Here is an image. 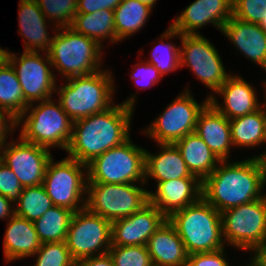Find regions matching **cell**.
Listing matches in <instances>:
<instances>
[{
  "label": "cell",
  "instance_id": "obj_25",
  "mask_svg": "<svg viewBox=\"0 0 266 266\" xmlns=\"http://www.w3.org/2000/svg\"><path fill=\"white\" fill-rule=\"evenodd\" d=\"M8 222L3 246L6 261L34 256L42 244L34 223L15 214Z\"/></svg>",
  "mask_w": 266,
  "mask_h": 266
},
{
  "label": "cell",
  "instance_id": "obj_23",
  "mask_svg": "<svg viewBox=\"0 0 266 266\" xmlns=\"http://www.w3.org/2000/svg\"><path fill=\"white\" fill-rule=\"evenodd\" d=\"M19 33L24 37L25 50L44 53L49 51L53 37L46 30V17L36 0L19 1Z\"/></svg>",
  "mask_w": 266,
  "mask_h": 266
},
{
  "label": "cell",
  "instance_id": "obj_34",
  "mask_svg": "<svg viewBox=\"0 0 266 266\" xmlns=\"http://www.w3.org/2000/svg\"><path fill=\"white\" fill-rule=\"evenodd\" d=\"M34 255L37 256L34 266H74L77 263L65 241L42 243Z\"/></svg>",
  "mask_w": 266,
  "mask_h": 266
},
{
  "label": "cell",
  "instance_id": "obj_10",
  "mask_svg": "<svg viewBox=\"0 0 266 266\" xmlns=\"http://www.w3.org/2000/svg\"><path fill=\"white\" fill-rule=\"evenodd\" d=\"M85 207L111 223L129 217L149 202V191L135 183H89Z\"/></svg>",
  "mask_w": 266,
  "mask_h": 266
},
{
  "label": "cell",
  "instance_id": "obj_30",
  "mask_svg": "<svg viewBox=\"0 0 266 266\" xmlns=\"http://www.w3.org/2000/svg\"><path fill=\"white\" fill-rule=\"evenodd\" d=\"M28 105L15 70L7 60L3 61L0 64V109L18 120Z\"/></svg>",
  "mask_w": 266,
  "mask_h": 266
},
{
  "label": "cell",
  "instance_id": "obj_17",
  "mask_svg": "<svg viewBox=\"0 0 266 266\" xmlns=\"http://www.w3.org/2000/svg\"><path fill=\"white\" fill-rule=\"evenodd\" d=\"M232 5L233 0H195L170 26L180 34H200L197 30L209 23L221 31L232 16Z\"/></svg>",
  "mask_w": 266,
  "mask_h": 266
},
{
  "label": "cell",
  "instance_id": "obj_2",
  "mask_svg": "<svg viewBox=\"0 0 266 266\" xmlns=\"http://www.w3.org/2000/svg\"><path fill=\"white\" fill-rule=\"evenodd\" d=\"M266 167L258 157L229 163L221 160L202 181V197L220 213L263 198Z\"/></svg>",
  "mask_w": 266,
  "mask_h": 266
},
{
  "label": "cell",
  "instance_id": "obj_15",
  "mask_svg": "<svg viewBox=\"0 0 266 266\" xmlns=\"http://www.w3.org/2000/svg\"><path fill=\"white\" fill-rule=\"evenodd\" d=\"M42 146L24 141L10 142L0 149V160L19 179L23 187L42 185L52 154Z\"/></svg>",
  "mask_w": 266,
  "mask_h": 266
},
{
  "label": "cell",
  "instance_id": "obj_35",
  "mask_svg": "<svg viewBox=\"0 0 266 266\" xmlns=\"http://www.w3.org/2000/svg\"><path fill=\"white\" fill-rule=\"evenodd\" d=\"M108 254L114 266H151V258L146 245L111 246Z\"/></svg>",
  "mask_w": 266,
  "mask_h": 266
},
{
  "label": "cell",
  "instance_id": "obj_16",
  "mask_svg": "<svg viewBox=\"0 0 266 266\" xmlns=\"http://www.w3.org/2000/svg\"><path fill=\"white\" fill-rule=\"evenodd\" d=\"M168 218L148 202L129 217L111 223V246L147 245Z\"/></svg>",
  "mask_w": 266,
  "mask_h": 266
},
{
  "label": "cell",
  "instance_id": "obj_49",
  "mask_svg": "<svg viewBox=\"0 0 266 266\" xmlns=\"http://www.w3.org/2000/svg\"><path fill=\"white\" fill-rule=\"evenodd\" d=\"M260 25L263 27L264 30H266V10L264 12L263 21Z\"/></svg>",
  "mask_w": 266,
  "mask_h": 266
},
{
  "label": "cell",
  "instance_id": "obj_24",
  "mask_svg": "<svg viewBox=\"0 0 266 266\" xmlns=\"http://www.w3.org/2000/svg\"><path fill=\"white\" fill-rule=\"evenodd\" d=\"M161 152L151 154L145 150V178H154L158 182L179 178H198L188 170L182 155L175 144H158Z\"/></svg>",
  "mask_w": 266,
  "mask_h": 266
},
{
  "label": "cell",
  "instance_id": "obj_39",
  "mask_svg": "<svg viewBox=\"0 0 266 266\" xmlns=\"http://www.w3.org/2000/svg\"><path fill=\"white\" fill-rule=\"evenodd\" d=\"M134 67L137 69L132 72L133 75L131 74V79H133L141 89L157 84L160 78L163 77L161 73L147 61L141 63V65L138 63Z\"/></svg>",
  "mask_w": 266,
  "mask_h": 266
},
{
  "label": "cell",
  "instance_id": "obj_21",
  "mask_svg": "<svg viewBox=\"0 0 266 266\" xmlns=\"http://www.w3.org/2000/svg\"><path fill=\"white\" fill-rule=\"evenodd\" d=\"M195 132L220 160L229 158L233 146L230 121L210 102L200 111Z\"/></svg>",
  "mask_w": 266,
  "mask_h": 266
},
{
  "label": "cell",
  "instance_id": "obj_20",
  "mask_svg": "<svg viewBox=\"0 0 266 266\" xmlns=\"http://www.w3.org/2000/svg\"><path fill=\"white\" fill-rule=\"evenodd\" d=\"M234 46L263 70H266V30L260 24L231 16L221 30Z\"/></svg>",
  "mask_w": 266,
  "mask_h": 266
},
{
  "label": "cell",
  "instance_id": "obj_4",
  "mask_svg": "<svg viewBox=\"0 0 266 266\" xmlns=\"http://www.w3.org/2000/svg\"><path fill=\"white\" fill-rule=\"evenodd\" d=\"M112 74L99 70L89 75L71 77L57 88L62 109L72 122L107 110L113 104Z\"/></svg>",
  "mask_w": 266,
  "mask_h": 266
},
{
  "label": "cell",
  "instance_id": "obj_6",
  "mask_svg": "<svg viewBox=\"0 0 266 266\" xmlns=\"http://www.w3.org/2000/svg\"><path fill=\"white\" fill-rule=\"evenodd\" d=\"M27 113L30 114L26 115ZM22 121L19 137L24 141L47 149L55 146L67 150L72 137L73 122L62 109L60 102L56 106L50 98L39 102L38 105L35 103V107L33 103L29 104L17 124Z\"/></svg>",
  "mask_w": 266,
  "mask_h": 266
},
{
  "label": "cell",
  "instance_id": "obj_29",
  "mask_svg": "<svg viewBox=\"0 0 266 266\" xmlns=\"http://www.w3.org/2000/svg\"><path fill=\"white\" fill-rule=\"evenodd\" d=\"M152 10L140 0H122L114 10L116 42L138 32Z\"/></svg>",
  "mask_w": 266,
  "mask_h": 266
},
{
  "label": "cell",
  "instance_id": "obj_42",
  "mask_svg": "<svg viewBox=\"0 0 266 266\" xmlns=\"http://www.w3.org/2000/svg\"><path fill=\"white\" fill-rule=\"evenodd\" d=\"M16 126H18L17 119L5 110L0 109V149L8 143L6 138L9 134L7 133L14 131L12 128H15Z\"/></svg>",
  "mask_w": 266,
  "mask_h": 266
},
{
  "label": "cell",
  "instance_id": "obj_8",
  "mask_svg": "<svg viewBox=\"0 0 266 266\" xmlns=\"http://www.w3.org/2000/svg\"><path fill=\"white\" fill-rule=\"evenodd\" d=\"M224 241L242 250L266 251V194L221 212Z\"/></svg>",
  "mask_w": 266,
  "mask_h": 266
},
{
  "label": "cell",
  "instance_id": "obj_11",
  "mask_svg": "<svg viewBox=\"0 0 266 266\" xmlns=\"http://www.w3.org/2000/svg\"><path fill=\"white\" fill-rule=\"evenodd\" d=\"M53 161V158L49 161L42 183L53 206L65 207L73 212L85 208L83 196L87 191L88 177L87 174L84 177L83 170L86 169L87 173V165L69 157L57 163Z\"/></svg>",
  "mask_w": 266,
  "mask_h": 266
},
{
  "label": "cell",
  "instance_id": "obj_33",
  "mask_svg": "<svg viewBox=\"0 0 266 266\" xmlns=\"http://www.w3.org/2000/svg\"><path fill=\"white\" fill-rule=\"evenodd\" d=\"M78 0H36L40 10L48 20H56L57 29L71 27L77 14Z\"/></svg>",
  "mask_w": 266,
  "mask_h": 266
},
{
  "label": "cell",
  "instance_id": "obj_26",
  "mask_svg": "<svg viewBox=\"0 0 266 266\" xmlns=\"http://www.w3.org/2000/svg\"><path fill=\"white\" fill-rule=\"evenodd\" d=\"M174 144L180 151L188 170L201 181L221 162L196 132L187 134Z\"/></svg>",
  "mask_w": 266,
  "mask_h": 266
},
{
  "label": "cell",
  "instance_id": "obj_46",
  "mask_svg": "<svg viewBox=\"0 0 266 266\" xmlns=\"http://www.w3.org/2000/svg\"><path fill=\"white\" fill-rule=\"evenodd\" d=\"M145 5L149 6L150 8H153L155 5V2L158 0H140Z\"/></svg>",
  "mask_w": 266,
  "mask_h": 266
},
{
  "label": "cell",
  "instance_id": "obj_5",
  "mask_svg": "<svg viewBox=\"0 0 266 266\" xmlns=\"http://www.w3.org/2000/svg\"><path fill=\"white\" fill-rule=\"evenodd\" d=\"M56 31L47 52L52 68L55 67L67 79L99 71L102 62L100 44L76 32L72 27L59 28Z\"/></svg>",
  "mask_w": 266,
  "mask_h": 266
},
{
  "label": "cell",
  "instance_id": "obj_1",
  "mask_svg": "<svg viewBox=\"0 0 266 266\" xmlns=\"http://www.w3.org/2000/svg\"><path fill=\"white\" fill-rule=\"evenodd\" d=\"M136 95L107 110L72 123V137L67 148L69 158L88 164L95 157L123 144L129 129Z\"/></svg>",
  "mask_w": 266,
  "mask_h": 266
},
{
  "label": "cell",
  "instance_id": "obj_3",
  "mask_svg": "<svg viewBox=\"0 0 266 266\" xmlns=\"http://www.w3.org/2000/svg\"><path fill=\"white\" fill-rule=\"evenodd\" d=\"M168 220L176 228L188 255L224 248L221 213L203 197L174 212Z\"/></svg>",
  "mask_w": 266,
  "mask_h": 266
},
{
  "label": "cell",
  "instance_id": "obj_14",
  "mask_svg": "<svg viewBox=\"0 0 266 266\" xmlns=\"http://www.w3.org/2000/svg\"><path fill=\"white\" fill-rule=\"evenodd\" d=\"M6 60L15 70L24 99L28 104L51 98L57 87L54 71L49 69L52 64L48 53L42 56L39 51H24L20 57H17L15 53L7 51Z\"/></svg>",
  "mask_w": 266,
  "mask_h": 266
},
{
  "label": "cell",
  "instance_id": "obj_27",
  "mask_svg": "<svg viewBox=\"0 0 266 266\" xmlns=\"http://www.w3.org/2000/svg\"><path fill=\"white\" fill-rule=\"evenodd\" d=\"M258 110L233 118L230 121L232 145L240 147H257L266 143V110Z\"/></svg>",
  "mask_w": 266,
  "mask_h": 266
},
{
  "label": "cell",
  "instance_id": "obj_7",
  "mask_svg": "<svg viewBox=\"0 0 266 266\" xmlns=\"http://www.w3.org/2000/svg\"><path fill=\"white\" fill-rule=\"evenodd\" d=\"M145 166V149L133 144L129 138L87 164L88 182L125 184L141 181L144 186Z\"/></svg>",
  "mask_w": 266,
  "mask_h": 266
},
{
  "label": "cell",
  "instance_id": "obj_22",
  "mask_svg": "<svg viewBox=\"0 0 266 266\" xmlns=\"http://www.w3.org/2000/svg\"><path fill=\"white\" fill-rule=\"evenodd\" d=\"M151 262L159 266H184L188 259L183 241L167 219L147 243Z\"/></svg>",
  "mask_w": 266,
  "mask_h": 266
},
{
  "label": "cell",
  "instance_id": "obj_38",
  "mask_svg": "<svg viewBox=\"0 0 266 266\" xmlns=\"http://www.w3.org/2000/svg\"><path fill=\"white\" fill-rule=\"evenodd\" d=\"M23 186L14 172L0 160V195L11 202H17Z\"/></svg>",
  "mask_w": 266,
  "mask_h": 266
},
{
  "label": "cell",
  "instance_id": "obj_40",
  "mask_svg": "<svg viewBox=\"0 0 266 266\" xmlns=\"http://www.w3.org/2000/svg\"><path fill=\"white\" fill-rule=\"evenodd\" d=\"M224 251L223 248L214 252L190 254L184 266H229Z\"/></svg>",
  "mask_w": 266,
  "mask_h": 266
},
{
  "label": "cell",
  "instance_id": "obj_47",
  "mask_svg": "<svg viewBox=\"0 0 266 266\" xmlns=\"http://www.w3.org/2000/svg\"><path fill=\"white\" fill-rule=\"evenodd\" d=\"M7 50L0 48V64L6 60Z\"/></svg>",
  "mask_w": 266,
  "mask_h": 266
},
{
  "label": "cell",
  "instance_id": "obj_48",
  "mask_svg": "<svg viewBox=\"0 0 266 266\" xmlns=\"http://www.w3.org/2000/svg\"><path fill=\"white\" fill-rule=\"evenodd\" d=\"M254 157L260 158L261 162L266 167V152L265 151H264V153L262 152V154L260 156L258 155V156H254Z\"/></svg>",
  "mask_w": 266,
  "mask_h": 266
},
{
  "label": "cell",
  "instance_id": "obj_31",
  "mask_svg": "<svg viewBox=\"0 0 266 266\" xmlns=\"http://www.w3.org/2000/svg\"><path fill=\"white\" fill-rule=\"evenodd\" d=\"M73 213L68 208L53 206L35 220L33 223L41 243L65 241Z\"/></svg>",
  "mask_w": 266,
  "mask_h": 266
},
{
  "label": "cell",
  "instance_id": "obj_9",
  "mask_svg": "<svg viewBox=\"0 0 266 266\" xmlns=\"http://www.w3.org/2000/svg\"><path fill=\"white\" fill-rule=\"evenodd\" d=\"M179 37L180 67L187 66L197 78L212 92H216L227 80V74L221 57L214 45L201 34H180L171 26L161 35L163 39Z\"/></svg>",
  "mask_w": 266,
  "mask_h": 266
},
{
  "label": "cell",
  "instance_id": "obj_41",
  "mask_svg": "<svg viewBox=\"0 0 266 266\" xmlns=\"http://www.w3.org/2000/svg\"><path fill=\"white\" fill-rule=\"evenodd\" d=\"M121 1L122 0H78L77 13H93L103 9L114 11Z\"/></svg>",
  "mask_w": 266,
  "mask_h": 266
},
{
  "label": "cell",
  "instance_id": "obj_28",
  "mask_svg": "<svg viewBox=\"0 0 266 266\" xmlns=\"http://www.w3.org/2000/svg\"><path fill=\"white\" fill-rule=\"evenodd\" d=\"M71 27L76 32L95 40L102 47L101 40L104 41L106 38H108L111 43H116L113 10L103 9L93 13H77Z\"/></svg>",
  "mask_w": 266,
  "mask_h": 266
},
{
  "label": "cell",
  "instance_id": "obj_44",
  "mask_svg": "<svg viewBox=\"0 0 266 266\" xmlns=\"http://www.w3.org/2000/svg\"><path fill=\"white\" fill-rule=\"evenodd\" d=\"M11 203L5 196L0 195V219L8 218L7 220H9L15 214Z\"/></svg>",
  "mask_w": 266,
  "mask_h": 266
},
{
  "label": "cell",
  "instance_id": "obj_19",
  "mask_svg": "<svg viewBox=\"0 0 266 266\" xmlns=\"http://www.w3.org/2000/svg\"><path fill=\"white\" fill-rule=\"evenodd\" d=\"M224 98V106L219 105L214 94L207 97L209 102L229 120L252 113L260 108L256 92L242 77L230 75L215 92Z\"/></svg>",
  "mask_w": 266,
  "mask_h": 266
},
{
  "label": "cell",
  "instance_id": "obj_18",
  "mask_svg": "<svg viewBox=\"0 0 266 266\" xmlns=\"http://www.w3.org/2000/svg\"><path fill=\"white\" fill-rule=\"evenodd\" d=\"M155 192L149 191V202L167 218L202 197V181L199 178H179L157 183Z\"/></svg>",
  "mask_w": 266,
  "mask_h": 266
},
{
  "label": "cell",
  "instance_id": "obj_43",
  "mask_svg": "<svg viewBox=\"0 0 266 266\" xmlns=\"http://www.w3.org/2000/svg\"><path fill=\"white\" fill-rule=\"evenodd\" d=\"M77 266H114L110 255L104 254L100 256L86 257L77 261Z\"/></svg>",
  "mask_w": 266,
  "mask_h": 266
},
{
  "label": "cell",
  "instance_id": "obj_13",
  "mask_svg": "<svg viewBox=\"0 0 266 266\" xmlns=\"http://www.w3.org/2000/svg\"><path fill=\"white\" fill-rule=\"evenodd\" d=\"M208 102L207 98L201 105L198 104L190 91L185 90L165 108L144 133L158 144H174L187 134L195 132L198 115Z\"/></svg>",
  "mask_w": 266,
  "mask_h": 266
},
{
  "label": "cell",
  "instance_id": "obj_36",
  "mask_svg": "<svg viewBox=\"0 0 266 266\" xmlns=\"http://www.w3.org/2000/svg\"><path fill=\"white\" fill-rule=\"evenodd\" d=\"M174 44L159 43L152 49L151 59L148 60L162 76L180 68V48Z\"/></svg>",
  "mask_w": 266,
  "mask_h": 266
},
{
  "label": "cell",
  "instance_id": "obj_32",
  "mask_svg": "<svg viewBox=\"0 0 266 266\" xmlns=\"http://www.w3.org/2000/svg\"><path fill=\"white\" fill-rule=\"evenodd\" d=\"M15 209V215L34 222L53 207L43 185L23 187Z\"/></svg>",
  "mask_w": 266,
  "mask_h": 266
},
{
  "label": "cell",
  "instance_id": "obj_12",
  "mask_svg": "<svg viewBox=\"0 0 266 266\" xmlns=\"http://www.w3.org/2000/svg\"><path fill=\"white\" fill-rule=\"evenodd\" d=\"M65 243L76 261L107 254L111 247V222L86 207L78 210L71 217Z\"/></svg>",
  "mask_w": 266,
  "mask_h": 266
},
{
  "label": "cell",
  "instance_id": "obj_37",
  "mask_svg": "<svg viewBox=\"0 0 266 266\" xmlns=\"http://www.w3.org/2000/svg\"><path fill=\"white\" fill-rule=\"evenodd\" d=\"M266 10V0H233L232 16L239 20L261 24Z\"/></svg>",
  "mask_w": 266,
  "mask_h": 266
},
{
  "label": "cell",
  "instance_id": "obj_50",
  "mask_svg": "<svg viewBox=\"0 0 266 266\" xmlns=\"http://www.w3.org/2000/svg\"><path fill=\"white\" fill-rule=\"evenodd\" d=\"M265 85V88H266V82L264 83ZM266 91V90H265ZM266 93V92H265ZM265 100H266V96H265ZM263 105H264V107H266V102L265 103H263ZM266 109V108H265Z\"/></svg>",
  "mask_w": 266,
  "mask_h": 266
},
{
  "label": "cell",
  "instance_id": "obj_45",
  "mask_svg": "<svg viewBox=\"0 0 266 266\" xmlns=\"http://www.w3.org/2000/svg\"><path fill=\"white\" fill-rule=\"evenodd\" d=\"M248 266H266V251H255Z\"/></svg>",
  "mask_w": 266,
  "mask_h": 266
}]
</instances>
